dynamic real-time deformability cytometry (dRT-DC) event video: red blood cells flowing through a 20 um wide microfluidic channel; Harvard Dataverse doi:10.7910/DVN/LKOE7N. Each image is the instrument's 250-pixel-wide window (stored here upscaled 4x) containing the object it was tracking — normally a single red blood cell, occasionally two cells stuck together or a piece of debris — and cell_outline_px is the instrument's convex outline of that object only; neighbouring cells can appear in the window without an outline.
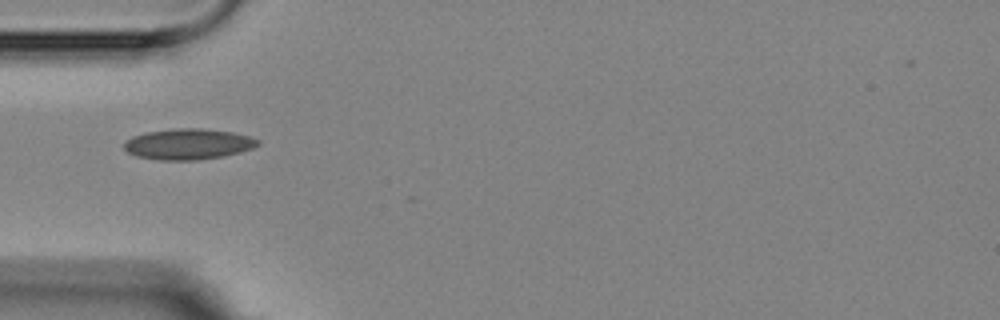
{"species": "Egyptian fruit bat (a non-hibernating species)", "species_latin": "Rousettus aegyptiacus", "temperature_condition": "room temperature", "stored_images_in_passage": 11, "camera_frame_rate_fps": 3000, "um_per_image_px": 0.085, "animal": {"sex": "female"}, "frame": {"image": 1, "passage_image": 1, "time_ms": 0.0, "image_size_px": [1000, 320], "cell_outline_px": [[260, 144], [252, 148], [240, 152], [224, 156], [196, 160], [160, 160], [136, 156], [128, 152], [124, 148], [124, 144], [132, 136], [148, 132], [176, 128], [200, 128], [232, 132], [248, 136], [260, 140]], "centroid_in_image_um": [16.01, 12.25], "position_along_channel_um": 69.0, "area_um2": 23.87}}
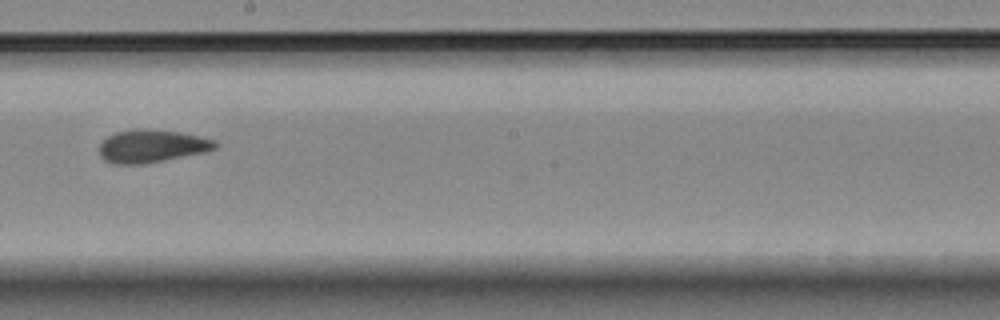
{"frame": {"image": 2, "passage_image": 5, "time_ms": 4.667, "image_size_px": [1000, 320], "cell_outline_px": [[220, 144], [216, 148], [208, 152], [144, 164], [112, 164], [104, 160], [100, 156], [100, 144], [108, 136], [116, 132], [132, 128], [140, 128], [180, 132], [216, 140]], "centroid_in_image_um": [12.93, 12.42], "position_along_channel_um": 235.3, "area_um2": 22.48}}
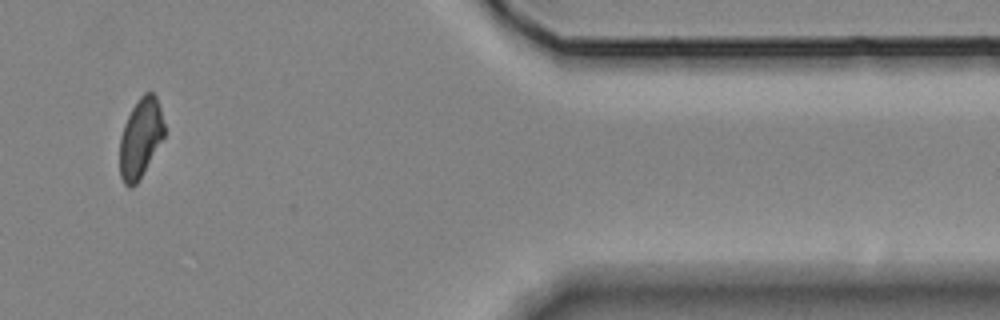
{"frame": {"image": 3, "passage_image": 10, "time_ms": 10.333, "image_size_px": [1000, 320], "cell_outline_px": [[164, 136], [136, 184], [132, 188], [128, 188], [124, 184], [120, 176], [120, 136], [124, 124], [132, 108], [140, 96], [144, 92], [152, 92], [156, 96], [160, 108], [164, 124]], "centroid_in_image_um": [11.92, 11.73], "position_along_channel_um": 399.5, "area_um2": 20.35}, "authors_computed_cell_mechanics": {"area_um2": 22.0218, "velocity_mm_per_s": 3.5504, "shape_relaxation_time_tau1_ms": 7.0639, "shape_relaxation_time_tau2_ms": 1.683, "deformation_change_tau1": 0.1029, "deformation_change_tau2": 0.0428}}